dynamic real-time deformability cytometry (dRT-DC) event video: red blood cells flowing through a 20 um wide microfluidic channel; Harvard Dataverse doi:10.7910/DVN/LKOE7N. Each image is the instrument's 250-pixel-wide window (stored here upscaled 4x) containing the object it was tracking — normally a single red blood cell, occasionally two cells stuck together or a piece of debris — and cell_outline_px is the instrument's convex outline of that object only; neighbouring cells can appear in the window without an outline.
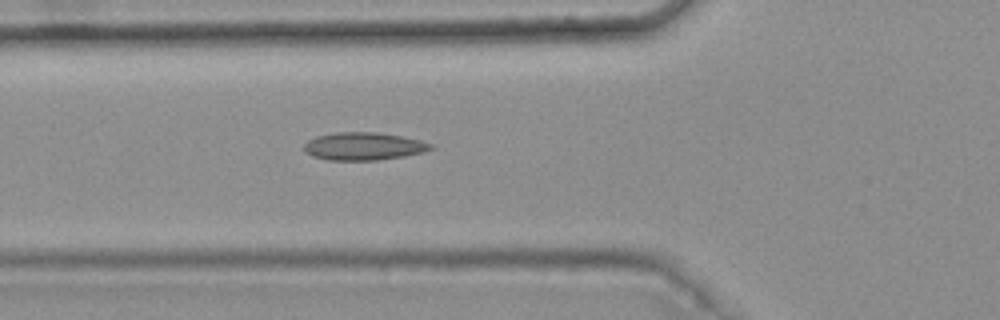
{"species": "common noctule bat (a hibernating species)", "species_latin": "Nyctalus noctula", "temperature_condition": "warm", "stored_images_in_passage": 6, "camera_frame_rate_fps": 3000, "um_per_image_px": 0.085, "animal": {"sex": "female", "body_mass_g": 25.1}, "frame": {"image": 1, "passage_image": 6, "time_ms": 1.667, "image_size_px": [1000, 320], "cell_outline_px": [[436, 148], [424, 152], [404, 156], [380, 160], [328, 160], [312, 156], [304, 152], [304, 144], [308, 140], [316, 136], [336, 132], [376, 132], [400, 136], [420, 140], [432, 144]], "centroid_in_image_um": [30.91, 12.44], "position_along_channel_um": 94.9, "area_um2": 20.63}}